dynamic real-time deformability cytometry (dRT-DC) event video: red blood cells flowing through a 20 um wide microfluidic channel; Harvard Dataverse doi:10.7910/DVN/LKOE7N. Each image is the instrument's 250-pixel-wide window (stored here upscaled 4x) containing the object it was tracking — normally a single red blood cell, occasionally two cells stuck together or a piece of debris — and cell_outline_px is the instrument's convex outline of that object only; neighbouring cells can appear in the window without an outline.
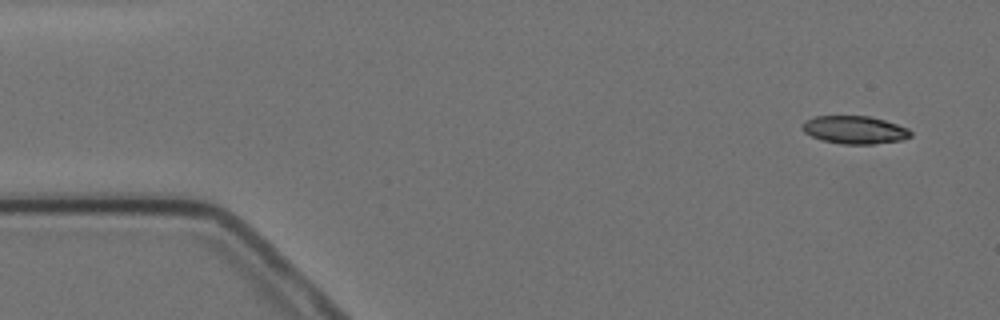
{"species": "Egyptian fruit bat (a non-hibernating species)", "species_latin": "Rousettus aegyptiacus", "temperature_condition": "cold", "stored_images_in_passage": 9, "camera_frame_rate_fps": 3000, "um_per_image_px": 0.085, "animal": {"sex": "female"}, "frame": {"image": 1, "passage_image": 1, "time_ms": 0.0, "image_size_px": [1000, 320], "cell_outline_px": [[912, 136], [904, 140], [872, 144], [840, 144], [824, 140], [812, 136], [804, 132], [804, 120], [816, 116], [868, 116], [884, 120], [908, 128], [912, 132]], "centroid_in_image_um": [72.69, 11.04], "position_along_channel_um": 12.3, "area_um2": 17.51}}
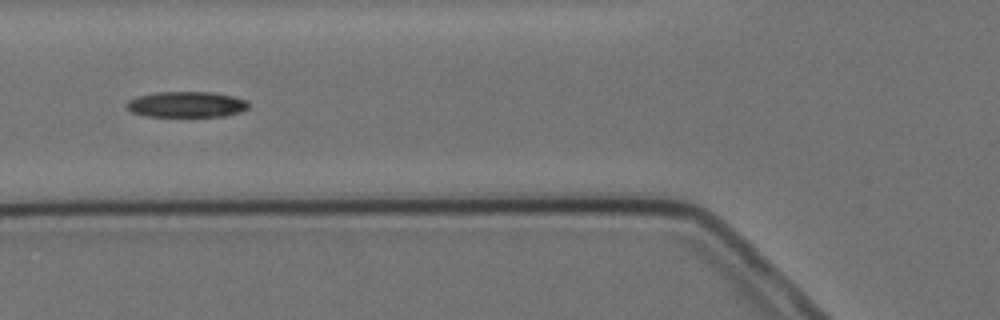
{"frame": {"image": 2, "passage_image": 6, "time_ms": 5.667, "image_size_px": [1000, 320], "cell_outline_px": [[248, 108], [240, 112], [224, 116], [144, 116], [132, 112], [124, 104], [128, 100], [136, 96], [156, 92], [212, 92], [232, 96], [248, 100]], "centroid_in_image_um": [15.83, 8.87], "position_along_channel_um": 110.0, "area_um2": 18.38}}
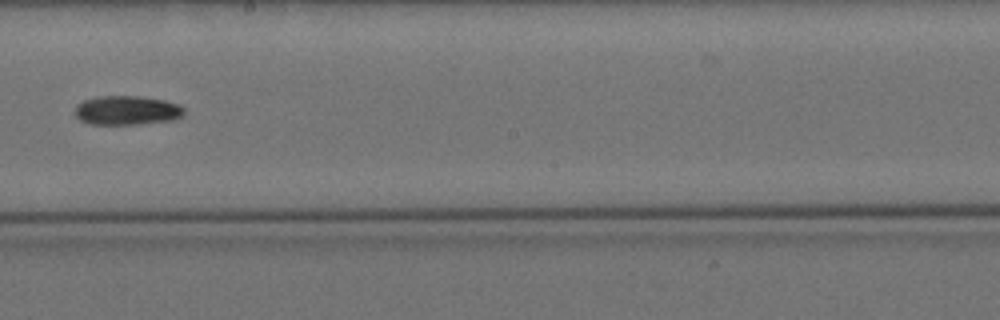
{"frame": {"image": 3, "passage_image": 9, "time_ms": 9.333, "image_size_px": [1000, 320], "cell_outline_px": [[184, 116], [172, 120], [140, 124], [92, 124], [80, 120], [76, 116], [76, 104], [84, 100], [96, 96], [136, 96], [164, 100], [180, 104], [184, 108]], "centroid_in_image_um": [10.81, 9.38], "position_along_channel_um": 237.4, "area_um2": 18.61}}